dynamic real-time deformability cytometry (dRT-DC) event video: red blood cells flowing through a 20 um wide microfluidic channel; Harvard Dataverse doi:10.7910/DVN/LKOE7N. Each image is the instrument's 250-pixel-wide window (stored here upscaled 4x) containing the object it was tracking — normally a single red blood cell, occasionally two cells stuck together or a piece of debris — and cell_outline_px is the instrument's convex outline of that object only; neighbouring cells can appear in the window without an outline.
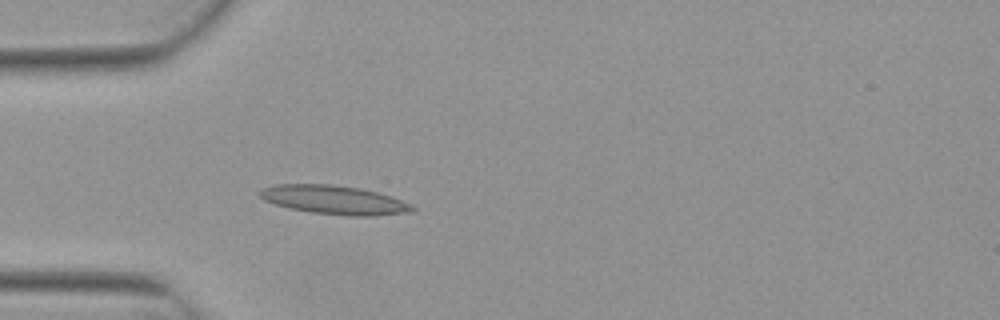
{"species": "Egyptian fruit bat (a non-hibernating species)", "species_latin": "Rousettus aegyptiacus", "temperature_condition": "warm", "stored_images_in_passage": 1, "camera_frame_rate_fps": 3000, "um_per_image_px": 0.085, "animal": {"sex": "female"}, "frame": {"image": 1, "passage_image": 1, "time_ms": 0.0, "image_size_px": [1000, 320], "cell_outline_px": [[416, 208], [412, 212], [372, 216], [352, 216], [312, 212], [288, 208], [264, 200], [256, 192], [272, 184], [332, 184], [360, 188], [392, 196], [412, 204]], "centroid_in_image_um": [28.42, 16.98], "position_along_channel_um": 56.6, "area_um2": 25.72}}